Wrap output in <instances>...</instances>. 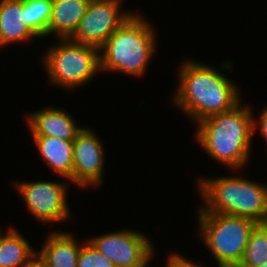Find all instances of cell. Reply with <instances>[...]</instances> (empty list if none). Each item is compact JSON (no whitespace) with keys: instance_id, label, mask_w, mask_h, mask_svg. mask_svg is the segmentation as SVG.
<instances>
[{"instance_id":"obj_1","label":"cell","mask_w":267,"mask_h":267,"mask_svg":"<svg viewBox=\"0 0 267 267\" xmlns=\"http://www.w3.org/2000/svg\"><path fill=\"white\" fill-rule=\"evenodd\" d=\"M178 71L174 105L195 123L229 111L241 102L240 91L233 80L210 65L187 59Z\"/></svg>"},{"instance_id":"obj_2","label":"cell","mask_w":267,"mask_h":267,"mask_svg":"<svg viewBox=\"0 0 267 267\" xmlns=\"http://www.w3.org/2000/svg\"><path fill=\"white\" fill-rule=\"evenodd\" d=\"M253 109L242 105L198 122L196 142L228 169L239 170L248 163L253 138Z\"/></svg>"},{"instance_id":"obj_3","label":"cell","mask_w":267,"mask_h":267,"mask_svg":"<svg viewBox=\"0 0 267 267\" xmlns=\"http://www.w3.org/2000/svg\"><path fill=\"white\" fill-rule=\"evenodd\" d=\"M137 12L100 48V71L142 76L156 52V32Z\"/></svg>"},{"instance_id":"obj_4","label":"cell","mask_w":267,"mask_h":267,"mask_svg":"<svg viewBox=\"0 0 267 267\" xmlns=\"http://www.w3.org/2000/svg\"><path fill=\"white\" fill-rule=\"evenodd\" d=\"M196 181L206 212L246 217L257 223L267 217V184L238 175Z\"/></svg>"},{"instance_id":"obj_5","label":"cell","mask_w":267,"mask_h":267,"mask_svg":"<svg viewBox=\"0 0 267 267\" xmlns=\"http://www.w3.org/2000/svg\"><path fill=\"white\" fill-rule=\"evenodd\" d=\"M198 211V237H202L218 267L238 266L258 223L246 217L208 213L201 206Z\"/></svg>"},{"instance_id":"obj_6","label":"cell","mask_w":267,"mask_h":267,"mask_svg":"<svg viewBox=\"0 0 267 267\" xmlns=\"http://www.w3.org/2000/svg\"><path fill=\"white\" fill-rule=\"evenodd\" d=\"M60 41L49 46L42 63L49 82L72 91L100 72V49L69 38Z\"/></svg>"},{"instance_id":"obj_7","label":"cell","mask_w":267,"mask_h":267,"mask_svg":"<svg viewBox=\"0 0 267 267\" xmlns=\"http://www.w3.org/2000/svg\"><path fill=\"white\" fill-rule=\"evenodd\" d=\"M14 186L26 202L31 216L39 222L60 224L70 217L66 199L69 185L66 181H14Z\"/></svg>"},{"instance_id":"obj_8","label":"cell","mask_w":267,"mask_h":267,"mask_svg":"<svg viewBox=\"0 0 267 267\" xmlns=\"http://www.w3.org/2000/svg\"><path fill=\"white\" fill-rule=\"evenodd\" d=\"M122 0H91L74 34V42L100 49L135 12L121 11Z\"/></svg>"},{"instance_id":"obj_9","label":"cell","mask_w":267,"mask_h":267,"mask_svg":"<svg viewBox=\"0 0 267 267\" xmlns=\"http://www.w3.org/2000/svg\"><path fill=\"white\" fill-rule=\"evenodd\" d=\"M109 258L115 267H136L154 252V246L144 234L124 229L87 239Z\"/></svg>"},{"instance_id":"obj_10","label":"cell","mask_w":267,"mask_h":267,"mask_svg":"<svg viewBox=\"0 0 267 267\" xmlns=\"http://www.w3.org/2000/svg\"><path fill=\"white\" fill-rule=\"evenodd\" d=\"M104 147L89 127L83 129L73 140V167L71 182L79 187L98 186L103 183Z\"/></svg>"},{"instance_id":"obj_11","label":"cell","mask_w":267,"mask_h":267,"mask_svg":"<svg viewBox=\"0 0 267 267\" xmlns=\"http://www.w3.org/2000/svg\"><path fill=\"white\" fill-rule=\"evenodd\" d=\"M68 113L55 107L31 112L26 118L31 135L73 141L83 127H80Z\"/></svg>"},{"instance_id":"obj_12","label":"cell","mask_w":267,"mask_h":267,"mask_svg":"<svg viewBox=\"0 0 267 267\" xmlns=\"http://www.w3.org/2000/svg\"><path fill=\"white\" fill-rule=\"evenodd\" d=\"M38 37L27 25L25 0H0V47Z\"/></svg>"},{"instance_id":"obj_13","label":"cell","mask_w":267,"mask_h":267,"mask_svg":"<svg viewBox=\"0 0 267 267\" xmlns=\"http://www.w3.org/2000/svg\"><path fill=\"white\" fill-rule=\"evenodd\" d=\"M71 233L50 232L37 255L45 267H78V256L82 243H78Z\"/></svg>"},{"instance_id":"obj_14","label":"cell","mask_w":267,"mask_h":267,"mask_svg":"<svg viewBox=\"0 0 267 267\" xmlns=\"http://www.w3.org/2000/svg\"><path fill=\"white\" fill-rule=\"evenodd\" d=\"M91 0H52V12L47 27V36L54 34L59 39L70 38L86 13Z\"/></svg>"},{"instance_id":"obj_15","label":"cell","mask_w":267,"mask_h":267,"mask_svg":"<svg viewBox=\"0 0 267 267\" xmlns=\"http://www.w3.org/2000/svg\"><path fill=\"white\" fill-rule=\"evenodd\" d=\"M39 154L60 177L71 182L73 167V141L49 136H32Z\"/></svg>"},{"instance_id":"obj_16","label":"cell","mask_w":267,"mask_h":267,"mask_svg":"<svg viewBox=\"0 0 267 267\" xmlns=\"http://www.w3.org/2000/svg\"><path fill=\"white\" fill-rule=\"evenodd\" d=\"M36 254L19 231L12 227L2 235L0 230V267H21Z\"/></svg>"},{"instance_id":"obj_17","label":"cell","mask_w":267,"mask_h":267,"mask_svg":"<svg viewBox=\"0 0 267 267\" xmlns=\"http://www.w3.org/2000/svg\"><path fill=\"white\" fill-rule=\"evenodd\" d=\"M267 262V229L258 223L251 231L245 252L237 267H259Z\"/></svg>"},{"instance_id":"obj_18","label":"cell","mask_w":267,"mask_h":267,"mask_svg":"<svg viewBox=\"0 0 267 267\" xmlns=\"http://www.w3.org/2000/svg\"><path fill=\"white\" fill-rule=\"evenodd\" d=\"M52 0H25L26 25L38 36H47Z\"/></svg>"},{"instance_id":"obj_19","label":"cell","mask_w":267,"mask_h":267,"mask_svg":"<svg viewBox=\"0 0 267 267\" xmlns=\"http://www.w3.org/2000/svg\"><path fill=\"white\" fill-rule=\"evenodd\" d=\"M78 267H115L113 262L101 254L88 240L83 241L78 256Z\"/></svg>"},{"instance_id":"obj_20","label":"cell","mask_w":267,"mask_h":267,"mask_svg":"<svg viewBox=\"0 0 267 267\" xmlns=\"http://www.w3.org/2000/svg\"><path fill=\"white\" fill-rule=\"evenodd\" d=\"M166 267H203L198 263L193 262L192 260H188L184 258V256L171 253L169 254L168 259L166 261Z\"/></svg>"},{"instance_id":"obj_21","label":"cell","mask_w":267,"mask_h":267,"mask_svg":"<svg viewBox=\"0 0 267 267\" xmlns=\"http://www.w3.org/2000/svg\"><path fill=\"white\" fill-rule=\"evenodd\" d=\"M262 110L263 111L261 112V114H259L260 116L258 117L257 121L254 120L255 116L253 114V136L256 133L255 130L259 128L258 130H260V135L264 137L265 141L267 142V107H265V109L263 108Z\"/></svg>"},{"instance_id":"obj_22","label":"cell","mask_w":267,"mask_h":267,"mask_svg":"<svg viewBox=\"0 0 267 267\" xmlns=\"http://www.w3.org/2000/svg\"><path fill=\"white\" fill-rule=\"evenodd\" d=\"M21 267H45L43 260L36 254Z\"/></svg>"},{"instance_id":"obj_23","label":"cell","mask_w":267,"mask_h":267,"mask_svg":"<svg viewBox=\"0 0 267 267\" xmlns=\"http://www.w3.org/2000/svg\"><path fill=\"white\" fill-rule=\"evenodd\" d=\"M154 257V253L148 258L146 259L142 264L136 266V267H147L150 263V261H152L151 259Z\"/></svg>"},{"instance_id":"obj_24","label":"cell","mask_w":267,"mask_h":267,"mask_svg":"<svg viewBox=\"0 0 267 267\" xmlns=\"http://www.w3.org/2000/svg\"><path fill=\"white\" fill-rule=\"evenodd\" d=\"M261 224L267 229V217L264 219V221Z\"/></svg>"},{"instance_id":"obj_25","label":"cell","mask_w":267,"mask_h":267,"mask_svg":"<svg viewBox=\"0 0 267 267\" xmlns=\"http://www.w3.org/2000/svg\"><path fill=\"white\" fill-rule=\"evenodd\" d=\"M259 267H267V262Z\"/></svg>"}]
</instances>
